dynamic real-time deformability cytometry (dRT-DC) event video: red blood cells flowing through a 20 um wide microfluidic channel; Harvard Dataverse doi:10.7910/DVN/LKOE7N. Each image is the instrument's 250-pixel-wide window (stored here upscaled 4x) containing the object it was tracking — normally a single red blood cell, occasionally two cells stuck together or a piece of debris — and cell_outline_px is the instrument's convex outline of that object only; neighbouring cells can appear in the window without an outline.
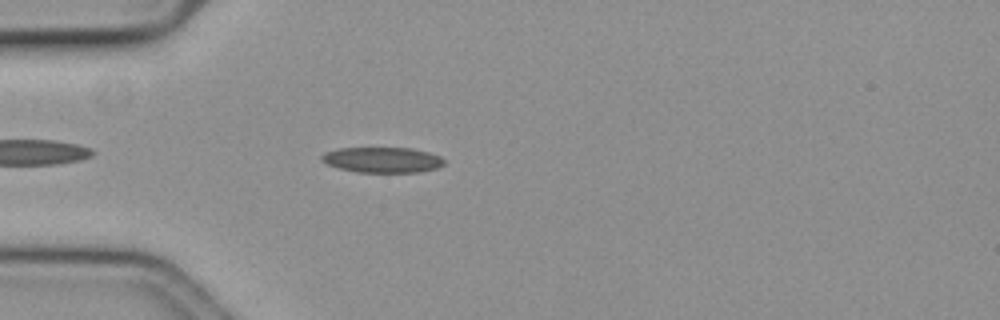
{"species": "common noctule bat (a hibernating species)", "species_latin": "Nyctalus noctula", "temperature_condition": "cold", "stored_images_in_passage": 46, "camera_frame_rate_fps": 3000, "um_per_image_px": 0.085, "animal": {"sex": "female", "body_mass_g": 19.3, "forearm_length_mm": 54.1}, "frame": {"image": 1, "passage_image": 5, "time_ms": 1.333, "image_size_px": [1000, 320], "cell_outline_px": [[444, 164], [436, 168], [420, 172], [356, 172], [340, 168], [328, 164], [320, 160], [320, 156], [324, 152], [340, 148], [412, 148], [428, 152], [440, 156], [444, 160]], "centroid_in_image_um": [32.49, 13.58], "position_along_channel_um": 52.5, "area_um2": 18.15}}
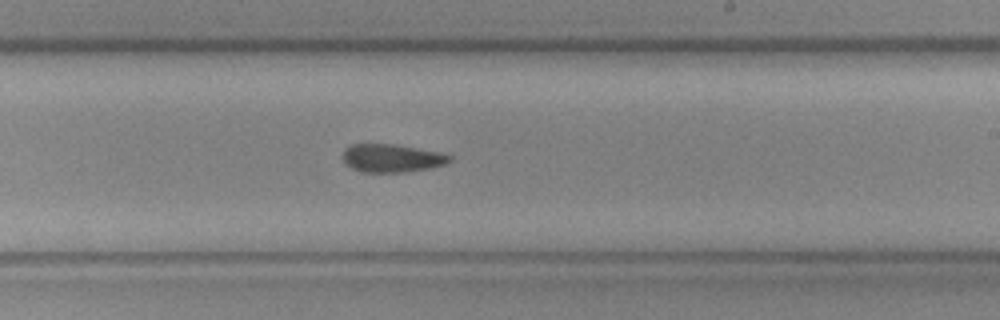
{"frame": {"image": 2, "passage_image": 23, "time_ms": 7.333, "image_size_px": [1000, 320], "cell_outline_px": [[452, 160], [444, 164], [428, 168], [404, 172], [364, 172], [352, 168], [344, 160], [344, 148], [352, 144], [396, 144], [440, 152], [452, 156]], "centroid_in_image_um": [33.32, 13.43], "position_along_channel_um": 255.7, "area_um2": 17.34}}
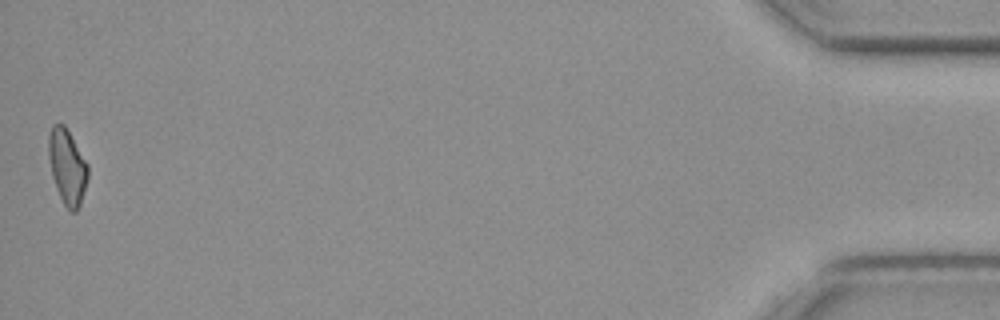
{"frame": {"image": 3, "passage_image": 46, "time_ms": 15.0, "image_size_px": [1000, 320], "cell_outline_px": [[88, 176], [80, 204], [76, 212], [72, 212], [64, 204], [56, 188], [52, 176], [48, 156], [48, 136], [52, 124], [64, 124], [88, 164]], "centroid_in_image_um": [5.7, 14.15], "position_along_channel_um": 429.5, "area_um2": 17.05}}